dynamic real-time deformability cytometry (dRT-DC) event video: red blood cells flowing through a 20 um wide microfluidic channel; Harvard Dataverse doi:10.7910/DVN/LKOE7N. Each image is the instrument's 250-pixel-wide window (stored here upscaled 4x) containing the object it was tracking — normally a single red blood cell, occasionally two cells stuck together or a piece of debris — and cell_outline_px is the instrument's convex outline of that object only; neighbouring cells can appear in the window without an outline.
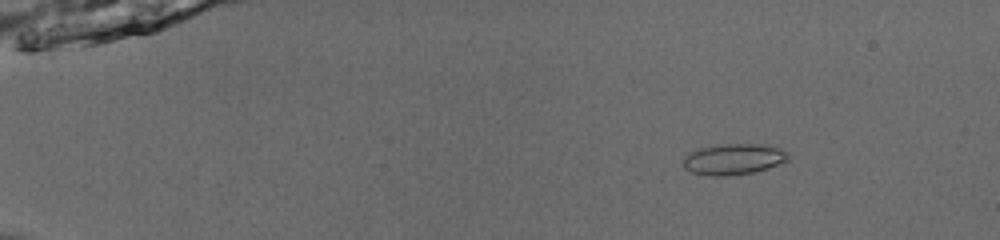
{"species": "common noctule bat (a hibernating species)", "species_latin": "Nyctalus noctula", "temperature_condition": "room temperature", "stored_images_in_passage": 54, "camera_frame_rate_fps": 3000, "um_per_image_px": 0.085, "animal": {"sex": "male", "body_mass_g": 13.0, "forearm_length_mm": 53.1}, "frame": {"image": 1, "passage_image": 9, "time_ms": 2.667, "image_size_px": [1000, 240], "cell_outline_px": [[788, 160], [768, 168], [752, 172], [728, 176], [712, 176], [692, 172], [684, 168], [684, 156], [700, 148], [712, 144], [760, 144], [780, 148], [788, 152]], "centroid_in_image_um": [62.35, 13.52], "position_along_channel_um": 22.7, "area_um2": 18.9}}
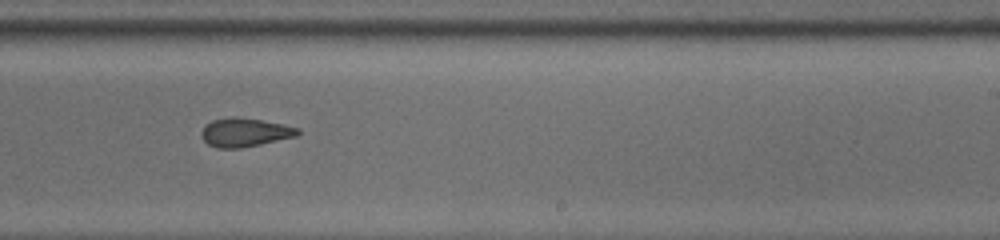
{"frame": {"image": 2, "passage_image": 36, "time_ms": 11.667, "image_size_px": [1000, 240], "cell_outline_px": [[300, 132], [296, 136], [260, 144], [240, 148], [216, 148], [208, 144], [200, 136], [200, 132], [204, 124], [212, 120], [236, 116], [284, 124], [300, 128]], "centroid_in_image_um": [20.77, 11.25], "position_along_channel_um": 268.2, "area_um2": 16.18}}
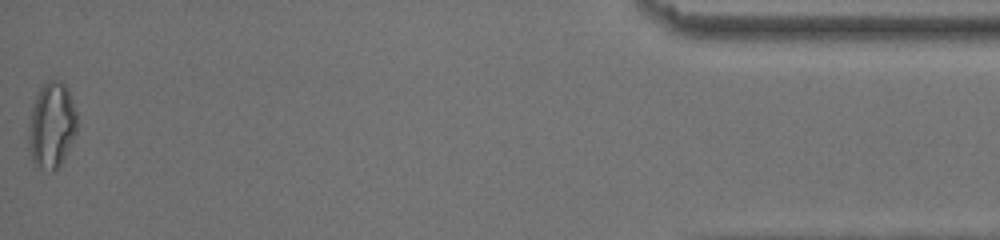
{"frame": {"image": 3, "passage_image": 54, "time_ms": 17.667, "image_size_px": [1000, 240], "cell_outline_px": [[76, 132], [60, 164], [52, 172], [48, 172], [40, 168], [32, 160], [28, 152], [28, 128], [32, 108], [36, 96], [40, 88], [48, 80], [60, 80], [68, 88], [76, 112]], "centroid_in_image_um": [4.36, 10.65], "position_along_channel_um": 430.8, "area_um2": 24.16}, "authors_computed_cell_mechanics": {"area_um2": 17.4845, "velocity_mm_per_s": 3.932, "shape_relaxation_time_tau1_ms": null, "shape_relaxation_time_tau2_ms": 1.9038, "deformation_change_tau1": null, "deformation_change_tau2": 0.1046}}